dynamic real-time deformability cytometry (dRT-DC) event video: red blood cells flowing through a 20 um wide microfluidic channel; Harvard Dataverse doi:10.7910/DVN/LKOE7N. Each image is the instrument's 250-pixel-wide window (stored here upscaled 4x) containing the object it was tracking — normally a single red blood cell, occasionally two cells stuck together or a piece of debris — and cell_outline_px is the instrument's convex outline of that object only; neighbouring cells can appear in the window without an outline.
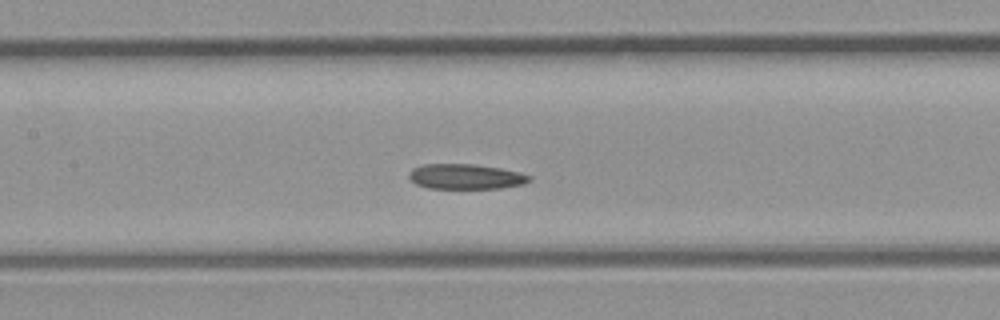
{"species": "common noctule bat (a hibernating species)", "species_latin": "Nyctalus noctula", "temperature_condition": "room temperature", "stored_images_in_passage": 37, "camera_frame_rate_fps": 3000, "um_per_image_px": 0.085, "animal": {"sex": "male", "body_mass_g": 23.1, "forearm_length_mm": 52.7}, "frame": {"image": 1, "passage_image": 16, "time_ms": 5.0, "image_size_px": [1000, 320], "cell_outline_px": [[532, 180], [524, 184], [500, 188], [428, 188], [416, 184], [408, 176], [408, 172], [412, 168], [424, 164], [472, 164], [500, 168], [520, 172], [532, 176]], "centroid_in_image_um": [39.6, 15.0], "position_along_channel_um": 167.8, "area_um2": 17.69}}